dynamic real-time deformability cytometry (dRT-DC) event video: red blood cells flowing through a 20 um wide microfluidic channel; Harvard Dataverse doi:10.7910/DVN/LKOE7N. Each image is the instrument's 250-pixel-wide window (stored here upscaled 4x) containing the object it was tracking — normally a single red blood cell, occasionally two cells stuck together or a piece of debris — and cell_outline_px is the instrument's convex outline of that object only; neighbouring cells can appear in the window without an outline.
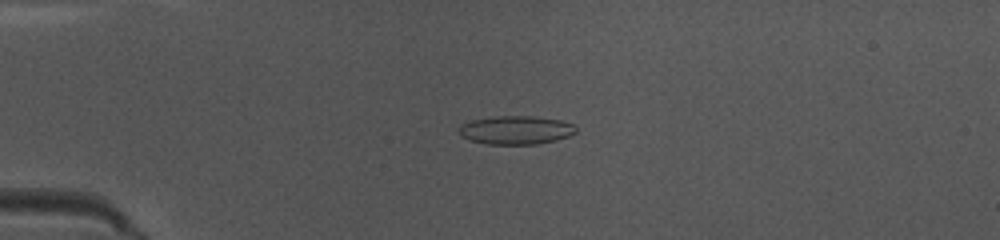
{"species": "common noctule bat (a hibernating species)", "species_latin": "Nyctalus noctula", "temperature_condition": "warm", "stored_images_in_passage": 44, "camera_frame_rate_fps": 3000, "um_per_image_px": 0.085, "animal": {"sex": "female", "body_mass_g": 10.0, "forearm_length_mm": 53.1}, "frame": {"image": 1, "passage_image": 7, "time_ms": 2.0, "image_size_px": [1000, 240], "cell_outline_px": [[576, 132], [568, 136], [556, 140], [536, 144], [488, 144], [468, 140], [460, 136], [456, 128], [460, 124], [472, 120], [496, 116], [532, 116], [560, 120], [572, 124], [576, 128]], "centroid_in_image_um": [43.78, 11.06], "position_along_channel_um": 41.2, "area_um2": 19.54}}
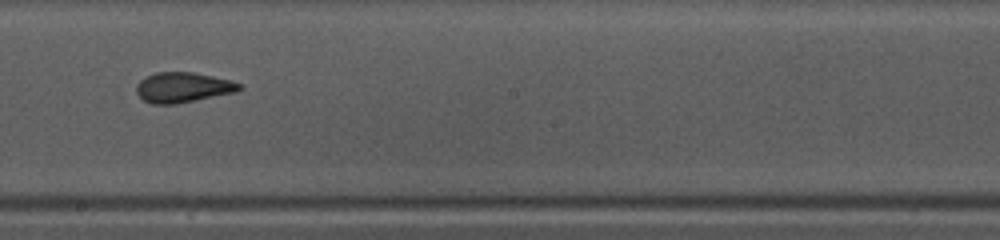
{"frame": {"image": 2, "passage_image": 23, "time_ms": 7.333, "image_size_px": [1000, 240], "cell_outline_px": [[244, 88], [236, 92], [176, 104], [152, 104], [144, 100], [136, 92], [136, 84], [140, 80], [156, 72], [192, 72], [212, 76], [228, 80], [240, 84]], "centroid_in_image_um": [15.54, 7.43], "position_along_channel_um": 232.7, "area_um2": 17.98}}
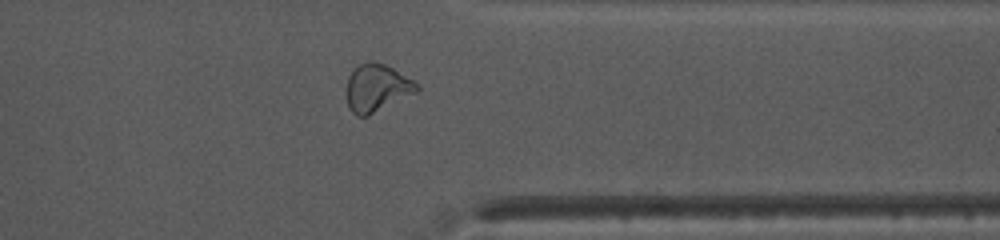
{"frame": {"image": 3, "passage_image": 34, "time_ms": 11.0, "image_size_px": [1000, 240], "cell_outline_px": [[420, 88], [416, 92], [368, 116], [356, 116], [348, 108], [344, 92], [348, 76], [360, 64], [368, 60], [372, 60], [384, 64], [392, 68], [412, 80]], "centroid_in_image_um": [31.96, 7.48], "position_along_channel_um": 379.4, "area_um2": 19.54}, "authors_computed_cell_mechanics": {"area_um2": 18.6694, "velocity_mm_per_s": 4.0872, "shape_relaxation_time_tau1_ms": null, "shape_relaxation_time_tau2_ms": 1.0093, "deformation_change_tau1": null, "deformation_change_tau2": 0.0713}}